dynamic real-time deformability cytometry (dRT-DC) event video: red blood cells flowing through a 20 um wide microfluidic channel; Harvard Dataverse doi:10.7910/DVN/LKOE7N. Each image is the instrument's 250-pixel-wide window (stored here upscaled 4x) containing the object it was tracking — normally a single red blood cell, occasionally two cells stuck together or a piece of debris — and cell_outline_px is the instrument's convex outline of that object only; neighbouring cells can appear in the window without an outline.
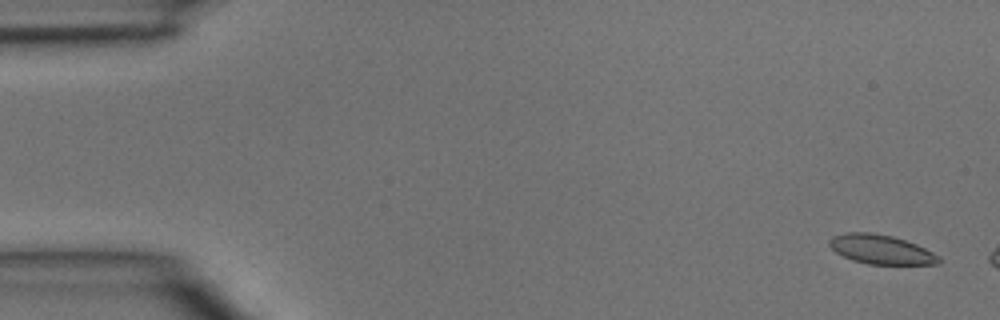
{"species": "common noctule bat (a hibernating species)", "species_latin": "Nyctalus noctula", "temperature_condition": "room temperature", "stored_images_in_passage": 2, "camera_frame_rate_fps": 3000, "um_per_image_px": 0.085, "animal": {"sex": "male", "body_mass_g": 15.6}, "frame": {"image": 1, "passage_image": 1, "time_ms": 0.0, "image_size_px": [1000, 320], "cell_outline_px": [[940, 264], [868, 264], [852, 260], [836, 252], [828, 244], [828, 240], [832, 236], [844, 232], [872, 232], [892, 236], [916, 244], [940, 256]], "centroid_in_image_um": [74.86, 21.19], "position_along_channel_um": 10.1, "area_um2": 18.67}}